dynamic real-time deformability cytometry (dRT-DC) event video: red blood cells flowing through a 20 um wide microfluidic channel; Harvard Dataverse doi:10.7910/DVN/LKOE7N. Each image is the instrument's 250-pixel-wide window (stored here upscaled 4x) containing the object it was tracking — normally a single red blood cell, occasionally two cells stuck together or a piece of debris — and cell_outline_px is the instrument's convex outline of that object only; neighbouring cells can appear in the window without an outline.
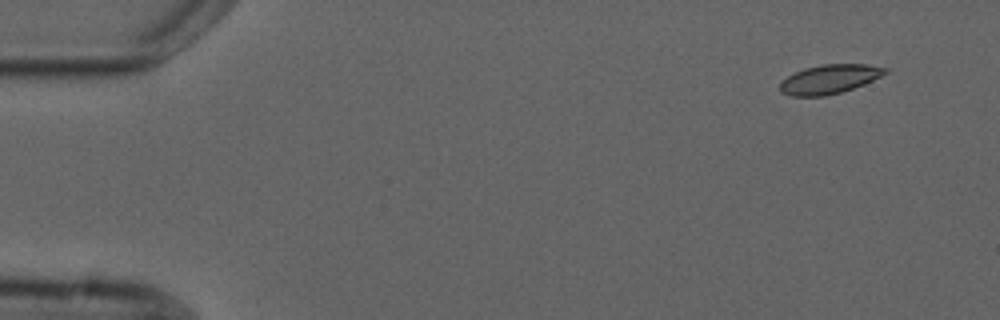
{"species": "common noctule bat (a hibernating species)", "species_latin": "Nyctalus noctula", "temperature_condition": "cold", "stored_images_in_passage": 8, "camera_frame_rate_fps": 3000, "um_per_image_px": 0.085, "animal": {"sex": "male", "forearm_length_mm": 52.5}, "frame": {"image": 1, "passage_image": 1, "time_ms": 0.0, "image_size_px": [1000, 320], "cell_outline_px": [[888, 72], [864, 84], [840, 92], [824, 96], [792, 96], [780, 92], [780, 84], [788, 76], [804, 68], [820, 64], [868, 64], [888, 68]], "centroid_in_image_um": [70.51, 6.72], "position_along_channel_um": 14.5, "area_um2": 17.69}}
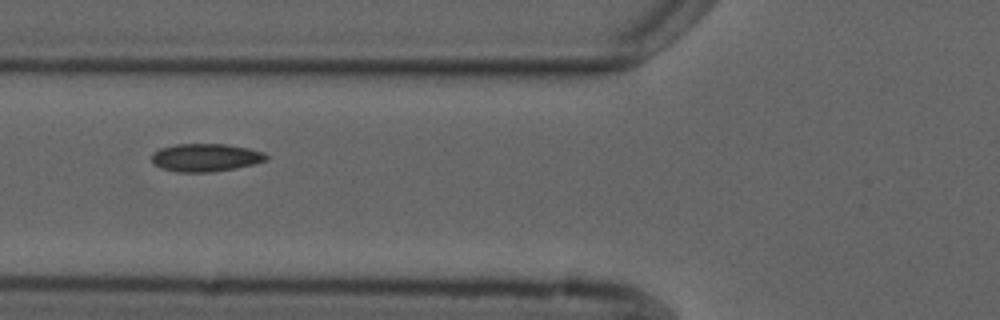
{"frame": {"image": 2, "passage_image": 6, "time_ms": 5.667, "image_size_px": [1000, 320], "cell_outline_px": [[268, 160], [252, 164], [212, 172], [176, 172], [160, 168], [152, 164], [152, 152], [160, 148], [176, 144], [228, 144], [248, 148], [264, 152], [268, 156]], "centroid_in_image_um": [17.44, 13.39], "position_along_channel_um": 108.4, "area_um2": 18.73}}
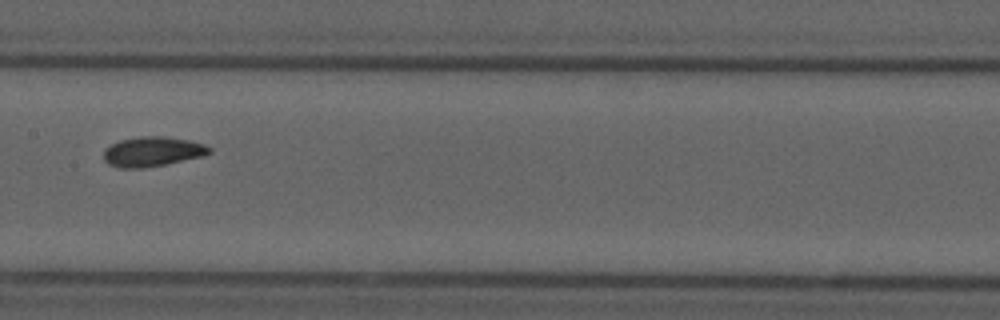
{"frame": {"image": 3, "passage_image": 8, "time_ms": 8.0, "image_size_px": [1000, 320], "cell_outline_px": [[212, 152], [200, 156], [164, 164], [144, 168], [120, 168], [108, 164], [104, 160], [104, 148], [120, 140], [140, 136], [164, 136], [188, 140], [204, 144], [212, 148]], "centroid_in_image_um": [12.92, 12.88], "position_along_channel_um": 194.5, "area_um2": 18.21}}